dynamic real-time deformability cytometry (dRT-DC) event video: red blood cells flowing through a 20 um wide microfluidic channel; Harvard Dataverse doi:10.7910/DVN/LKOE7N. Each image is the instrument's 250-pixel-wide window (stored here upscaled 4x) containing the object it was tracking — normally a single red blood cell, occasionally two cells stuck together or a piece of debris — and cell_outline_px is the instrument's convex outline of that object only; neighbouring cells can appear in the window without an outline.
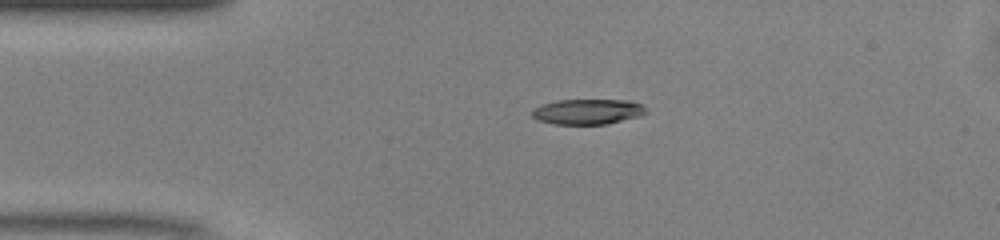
{"species": "common noctule bat (a hibernating species)", "species_latin": "Nyctalus noctula", "temperature_condition": "warm", "stored_images_in_passage": 34, "camera_frame_rate_fps": 3000, "um_per_image_px": 0.085, "animal": {"sex": "male", "body_mass_g": 13.0, "forearm_length_mm": 53.1}, "frame": {"image": 1, "passage_image": 1, "time_ms": 0.0, "image_size_px": [1000, 240], "cell_outline_px": [[648, 112], [640, 116], [608, 124], [552, 124], [536, 120], [532, 116], [532, 108], [540, 104], [556, 100], [628, 100], [640, 104]], "centroid_in_image_um": [49.9, 9.49], "position_along_channel_um": 35.1, "area_um2": 16.99}}
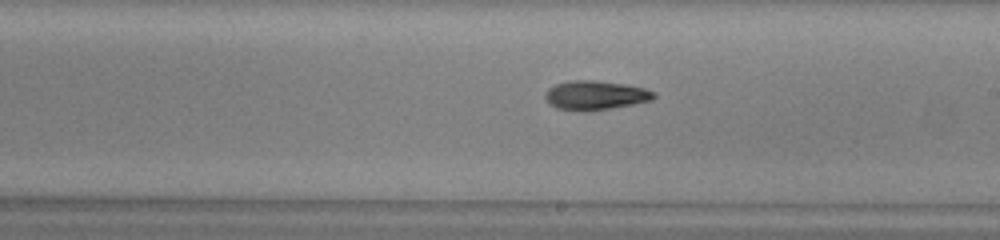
{"frame": {"image": 2, "passage_image": 18, "time_ms": 5.667, "image_size_px": [1000, 240], "cell_outline_px": [[656, 96], [652, 100], [612, 108], [556, 108], [544, 96], [544, 92], [548, 88], [556, 84], [568, 80], [596, 80], [624, 84], [644, 88], [656, 92]], "centroid_in_image_um": [50.65, 8.04], "position_along_channel_um": 238.4, "area_um2": 17.74}}
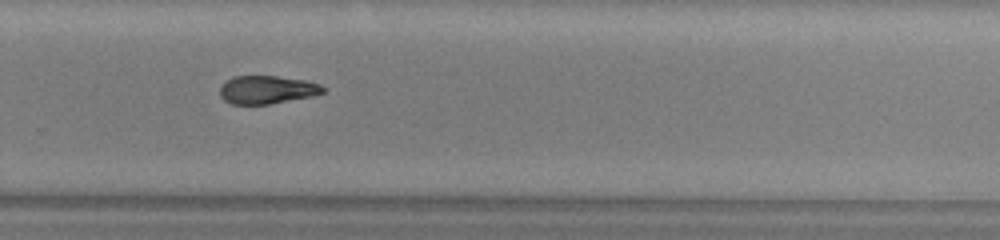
{"frame": {"image": 3, "passage_image": 23, "time_ms": 7.333, "image_size_px": [1000, 240], "cell_outline_px": [[324, 92], [312, 96], [268, 104], [232, 104], [224, 100], [220, 96], [220, 88], [228, 80], [236, 76], [276, 76], [304, 80], [320, 84], [324, 88]], "centroid_in_image_um": [22.69, 7.63], "position_along_channel_um": 307.1, "area_um2": 16.65}, "authors_computed_cell_mechanics": {"area_um2": 17.6001, "velocity_mm_per_s": 4.1312, "shape_relaxation_time_tau1_ms": 6.0307, "shape_relaxation_time_tau2_ms": 3.0665, "deformation_change_tau1": 0.1696, "deformation_change_tau2": 0.1089}}